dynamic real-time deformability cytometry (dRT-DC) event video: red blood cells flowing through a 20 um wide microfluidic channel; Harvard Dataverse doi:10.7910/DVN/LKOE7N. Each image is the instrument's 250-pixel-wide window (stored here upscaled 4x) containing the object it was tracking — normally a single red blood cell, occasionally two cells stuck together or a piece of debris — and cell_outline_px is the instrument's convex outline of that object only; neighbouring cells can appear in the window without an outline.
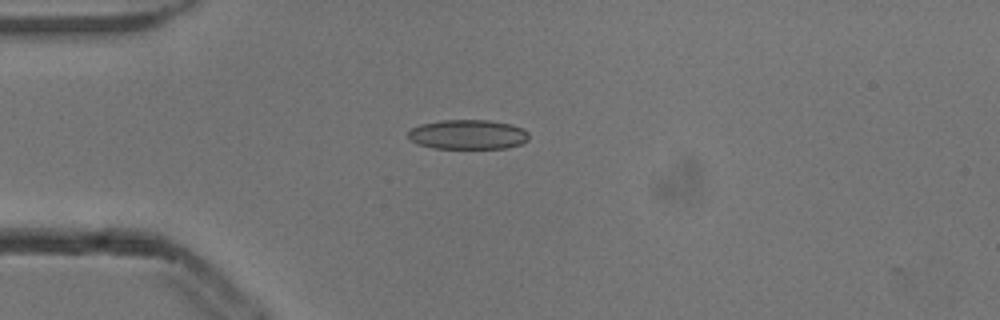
{"species": "common noctule bat (a hibernating species)", "species_latin": "Nyctalus noctula", "temperature_condition": "cold", "stored_images_in_passage": 7, "camera_frame_rate_fps": 3000, "um_per_image_px": 0.085, "animal": {"sex": "male", "body_mass_g": 13.3}, "frame": {"image": 1, "passage_image": 4, "time_ms": 1.0, "image_size_px": [1000, 320], "cell_outline_px": [[528, 140], [520, 144], [508, 148], [436, 148], [416, 144], [408, 136], [408, 132], [412, 128], [420, 124], [440, 120], [488, 120], [512, 124], [528, 132]], "centroid_in_image_um": [39.77, 11.43], "position_along_channel_um": 45.2, "area_um2": 20.81}}
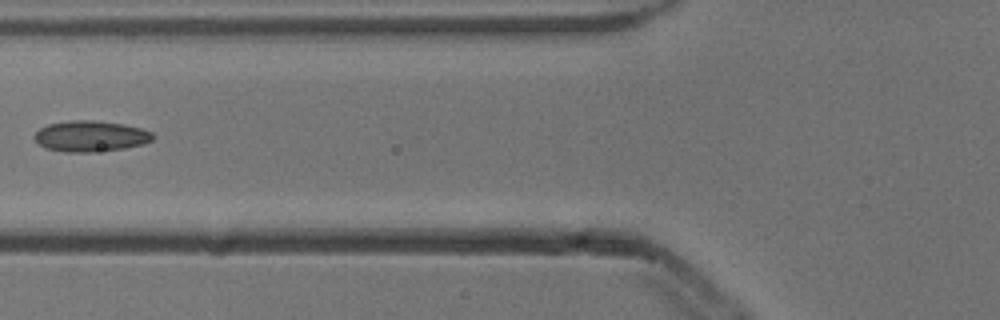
{"frame": {"image": 2, "passage_image": 6, "time_ms": 1.667, "image_size_px": [1000, 320], "cell_outline_px": [[156, 136], [152, 140], [144, 144], [124, 148], [92, 152], [64, 152], [44, 148], [32, 136], [40, 128], [48, 124], [68, 120], [96, 120], [124, 124], [140, 128], [152, 132]], "centroid_in_image_um": [7.7, 11.57], "position_along_channel_um": 118.1, "area_um2": 21.5}}
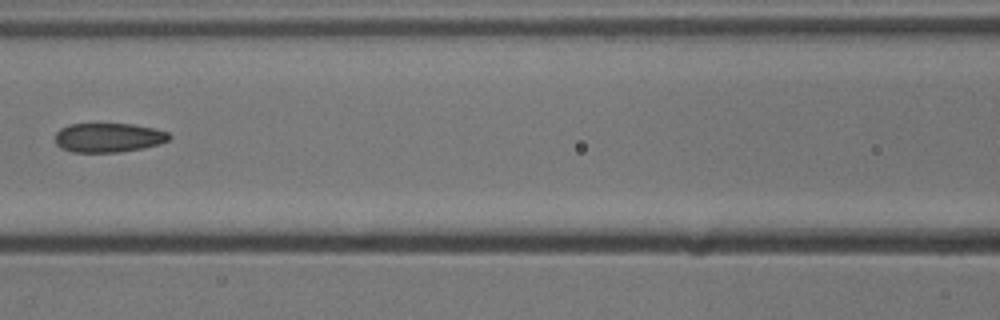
{"frame": {"image": 3, "passage_image": 7, "time_ms": 2.0, "image_size_px": [1000, 320], "cell_outline_px": [[172, 136], [168, 140], [160, 144], [144, 148], [120, 152], [72, 152], [60, 148], [56, 144], [56, 132], [60, 128], [68, 124], [132, 124], [152, 128], [168, 132]], "centroid_in_image_um": [9.21, 11.7], "position_along_channel_um": 157.4, "area_um2": 19.54}}